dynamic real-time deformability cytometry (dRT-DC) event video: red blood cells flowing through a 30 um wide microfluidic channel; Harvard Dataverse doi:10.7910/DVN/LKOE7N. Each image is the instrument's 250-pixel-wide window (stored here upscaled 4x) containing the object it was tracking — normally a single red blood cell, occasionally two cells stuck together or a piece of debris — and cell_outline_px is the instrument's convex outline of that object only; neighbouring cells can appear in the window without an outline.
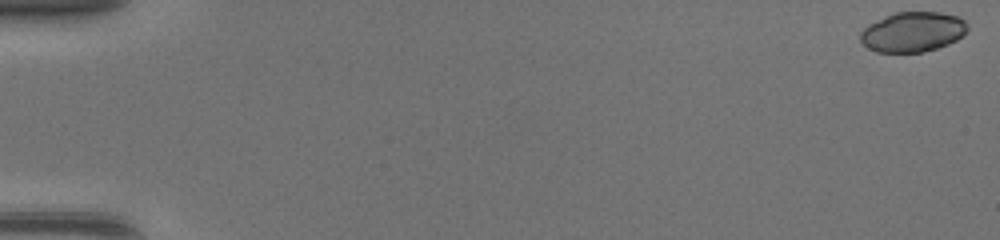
{"species": "common noctule bat (a hibernating species)", "species_latin": "Nyctalus noctula", "temperature_condition": "warm", "stored_images_in_passage": 49, "camera_frame_rate_fps": 3000, "um_per_image_px": 0.085, "animal": {"sex": "female", "body_mass_g": 17.0, "forearm_length_mm": 48.0}, "frame": {"image": 1, "passage_image": 1, "time_ms": 0.0, "image_size_px": [1000, 240], "cell_outline_px": [[968, 28], [964, 36], [948, 44], [924, 52], [876, 52], [868, 48], [860, 40], [860, 32], [864, 28], [884, 16], [896, 12], [940, 12], [956, 16], [964, 20], [968, 24]], "centroid_in_image_um": [77.6, 2.71], "position_along_channel_um": 7.4, "area_um2": 24.97}}
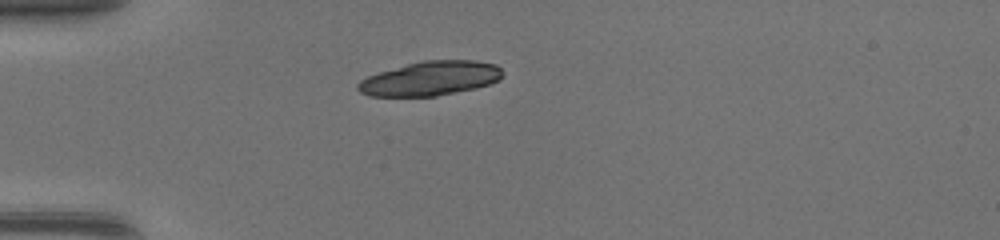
{"frame": {"image": 2, "passage_image": 15, "time_ms": 4.667, "image_size_px": [1000, 240], "cell_outline_px": [[504, 72], [500, 80], [476, 88], [436, 96], [368, 96], [360, 92], [356, 88], [356, 84], [360, 80], [368, 76], [380, 72], [408, 64], [424, 60], [476, 60], [496, 64]], "centroid_in_image_um": [36.6, 6.67], "position_along_channel_um": 48.4, "area_um2": 28.9}}